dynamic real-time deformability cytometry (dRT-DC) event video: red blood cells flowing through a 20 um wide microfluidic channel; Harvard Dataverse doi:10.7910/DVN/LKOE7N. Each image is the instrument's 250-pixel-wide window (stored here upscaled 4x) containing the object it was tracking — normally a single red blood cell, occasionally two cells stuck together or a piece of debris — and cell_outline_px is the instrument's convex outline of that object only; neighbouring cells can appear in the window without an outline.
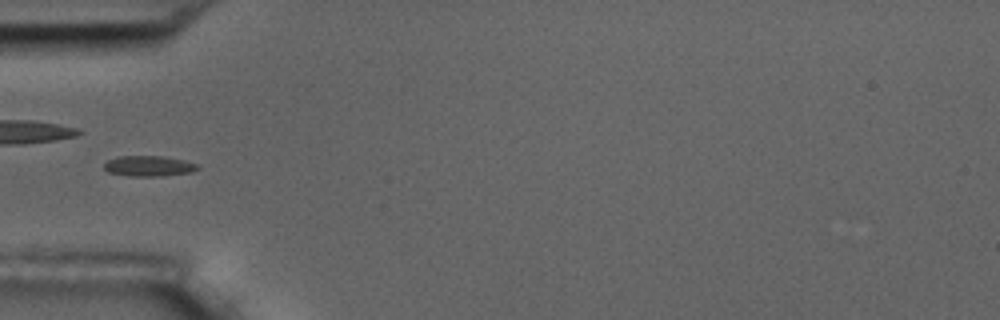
{"species": "common noctule bat (a hibernating species)", "species_latin": "Nyctalus noctula", "temperature_condition": "room temperature", "stored_images_in_passage": 6, "camera_frame_rate_fps": 3000, "um_per_image_px": 0.085, "animal": {"sex": "male", "body_mass_g": 17.5, "forearm_length_mm": 52.3}, "frame": {"image": 1, "passage_image": 6, "time_ms": 5.667, "image_size_px": [1000, 320], "cell_outline_px": [[200, 168], [192, 172], [164, 176], [128, 176], [108, 172], [104, 168], [104, 164], [108, 160], [120, 156], [160, 156], [184, 160], [200, 164]], "centroid_in_image_um": [12.69, 14.12], "position_along_channel_um": 72.3, "area_um2": 11.27}}